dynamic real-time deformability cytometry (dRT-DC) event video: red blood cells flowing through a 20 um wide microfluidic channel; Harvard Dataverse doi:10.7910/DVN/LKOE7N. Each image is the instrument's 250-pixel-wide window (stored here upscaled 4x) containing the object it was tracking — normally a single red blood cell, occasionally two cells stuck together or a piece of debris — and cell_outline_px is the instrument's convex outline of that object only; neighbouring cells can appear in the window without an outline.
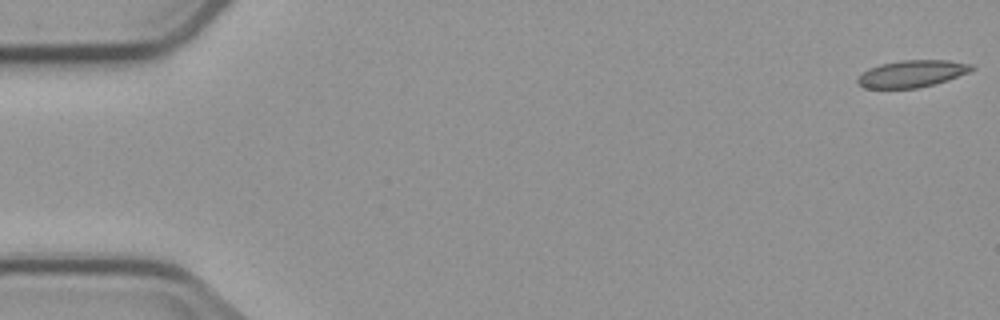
{"species": "common noctule bat (a hibernating species)", "species_latin": "Nyctalus noctula", "temperature_condition": "cold", "stored_images_in_passage": 6, "segment_of_instrument_passage": [1, 2], "camera_frame_rate_fps": 3000, "um_per_image_px": 0.085, "animal": {"sex": "male", "body_mass_g": 23.1, "forearm_length_mm": 52.7}, "frame": {"image": 1, "passage_image": 1, "time_ms": 0.0, "image_size_px": [1000, 320], "cell_outline_px": [[976, 68], [968, 72], [948, 80], [916, 88], [864, 88], [856, 80], [868, 68], [880, 64], [900, 60], [948, 60], [972, 64]], "centroid_in_image_um": [77.53, 6.25], "position_along_channel_um": 7.5, "area_um2": 17.8}}
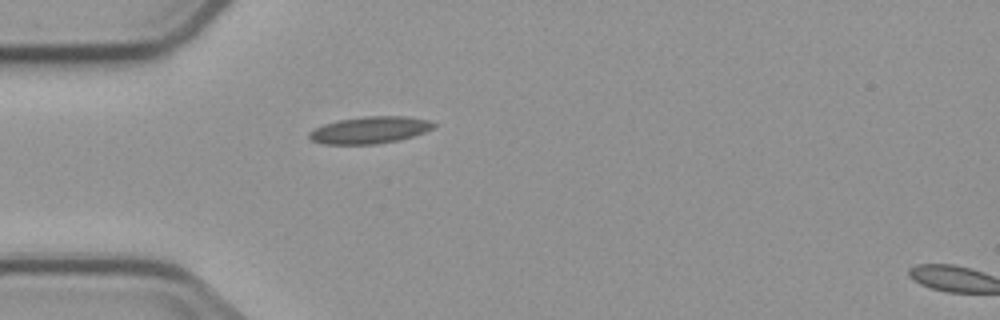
{"frame": {"image": 2, "passage_image": 5, "time_ms": 5.0, "image_size_px": [1000, 320], "cell_outline_px": [[436, 124], [432, 128], [424, 132], [400, 140], [376, 144], [324, 144], [312, 140], [308, 136], [308, 132], [324, 124], [336, 120], [364, 116], [404, 116], [428, 120]], "centroid_in_image_um": [31.41, 11.05], "position_along_channel_um": 53.6, "area_um2": 19.48}}